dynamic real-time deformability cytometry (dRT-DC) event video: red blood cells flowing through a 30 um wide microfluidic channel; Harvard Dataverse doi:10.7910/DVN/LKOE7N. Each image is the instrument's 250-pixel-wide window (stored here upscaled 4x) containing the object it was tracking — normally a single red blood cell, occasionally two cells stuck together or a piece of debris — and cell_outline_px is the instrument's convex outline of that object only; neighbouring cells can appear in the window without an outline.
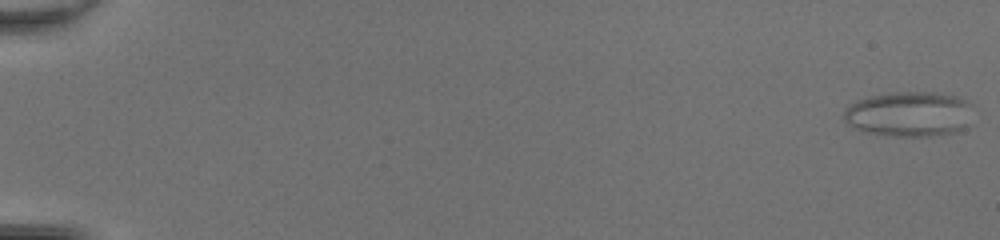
{"species": "common noctule bat (a hibernating species)", "species_latin": "Nyctalus noctula", "temperature_condition": "room temperature", "stored_images_in_passage": 50, "camera_frame_rate_fps": 3000, "um_per_image_px": 0.085, "animal": {"sex": "female", "body_mass_g": 20.0, "forearm_length_mm": 54.0}, "frame": {"image": 1, "passage_image": 1, "time_ms": 0.0, "image_size_px": [1000, 240], "cell_outline_px": [[972, 104], [964, 128], [956, 132], [928, 136], [892, 136], [868, 132], [856, 128], [848, 124], [844, 120], [844, 112], [856, 100], [872, 96], [892, 92], [936, 92], [956, 96], [968, 100]], "centroid_in_image_um": [77.29, 9.68], "position_along_channel_um": 7.7, "area_um2": 33.64}}
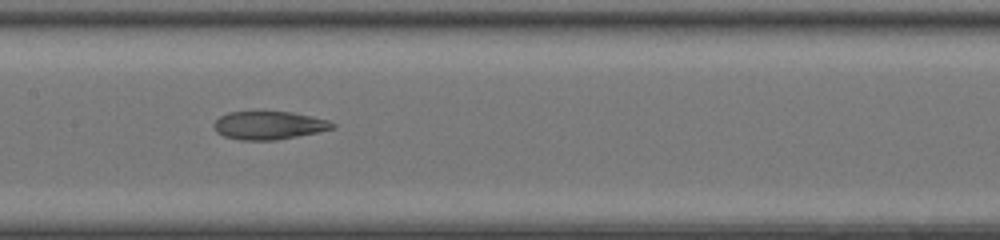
{"frame": {"image": 2, "passage_image": 27, "time_ms": 8.667, "image_size_px": [1000, 240], "cell_outline_px": [[336, 128], [276, 140], [240, 140], [224, 136], [216, 132], [212, 124], [220, 116], [228, 112], [264, 108], [292, 112], [312, 116], [328, 120], [336, 124]], "centroid_in_image_um": [22.82, 10.6], "position_along_channel_um": 184.6, "area_um2": 20.35}}
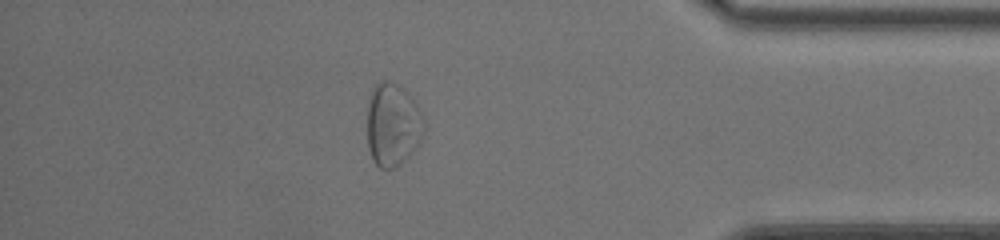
{"frame": {"image": 3, "passage_image": 44, "time_ms": 14.333, "image_size_px": [1000, 240], "cell_outline_px": [[428, 124], [424, 136], [416, 148], [396, 168], [380, 168], [372, 160], [368, 148], [368, 104], [372, 88], [380, 80], [392, 80], [404, 88], [408, 92], [420, 108]], "centroid_in_image_um": [33.43, 10.57], "position_along_channel_um": 401.8, "area_um2": 28.32}, "authors_computed_cell_mechanics": {"area_um2": 25.8366, "velocity_mm_per_s": 4.3257, "shape_relaxation_time_tau1_ms": null, "shape_relaxation_time_tau2_ms": 1.9334, "deformation_change_tau1": null, "deformation_change_tau2": 0.0949}}